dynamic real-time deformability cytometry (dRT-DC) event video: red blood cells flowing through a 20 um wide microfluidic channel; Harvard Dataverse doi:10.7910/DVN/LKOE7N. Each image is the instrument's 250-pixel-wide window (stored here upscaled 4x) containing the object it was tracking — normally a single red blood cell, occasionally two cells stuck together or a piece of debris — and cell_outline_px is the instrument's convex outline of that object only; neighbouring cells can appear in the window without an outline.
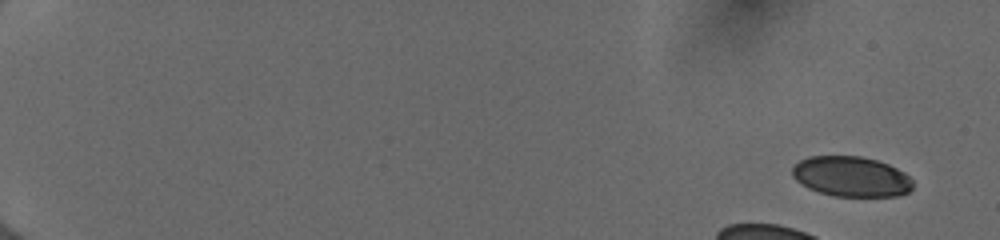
{"species": "human", "species_latin": "Homo sapiens", "temperature_condition": "cold", "stored_images_in_passage": 19, "camera_frame_rate_fps": 3000, "um_per_image_px": 0.085, "donor": {"sex": "female"}, "frame": {"image": 1, "passage_image": 1, "time_ms": 0.0, "image_size_px": [1000, 240], "cell_outline_px": [[912, 188], [908, 192], [896, 196], [836, 196], [820, 192], [808, 188], [796, 180], [792, 176], [792, 168], [800, 160], [808, 156], [860, 156], [876, 160], [888, 164], [904, 172], [912, 180]], "centroid_in_image_um": [72.34, 15.0], "position_along_channel_um": 12.7, "area_um2": 28.15}}